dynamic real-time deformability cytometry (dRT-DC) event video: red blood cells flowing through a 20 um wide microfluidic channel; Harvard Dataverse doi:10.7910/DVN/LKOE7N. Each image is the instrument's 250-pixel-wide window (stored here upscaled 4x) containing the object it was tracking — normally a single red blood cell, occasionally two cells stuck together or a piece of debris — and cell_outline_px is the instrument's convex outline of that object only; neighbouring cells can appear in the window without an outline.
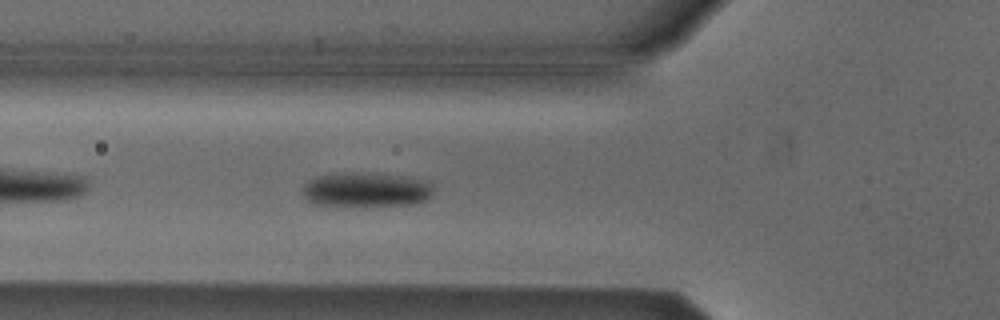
{"species": "Egyptian fruit bat (a non-hibernating species)", "species_latin": "Rousettus aegyptiacus", "temperature_condition": "cold", "stored_images_in_passage": 39, "camera_frame_rate_fps": 3000, "um_per_image_px": 0.085, "animal": {"sex": "male"}, "frame": {"image": 1, "passage_image": 5, "time_ms": 1.333, "image_size_px": [1000, 320], "cell_outline_px": [[432, 196], [428, 200], [412, 204], [312, 204], [304, 196], [304, 184], [308, 180], [332, 172], [376, 172], [432, 180]], "centroid_in_image_um": [31.19, 16.06], "position_along_channel_um": 94.6, "area_um2": 26.36}}
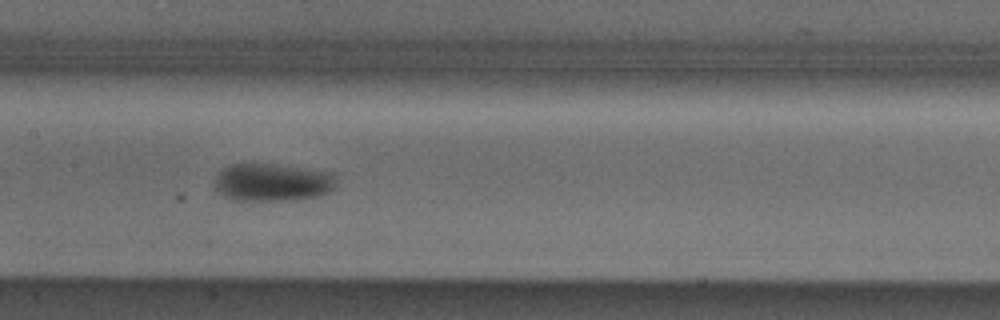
{"frame": {"image": 2, "passage_image": 12, "time_ms": 3.667, "image_size_px": [1000, 320], "cell_outline_px": [[336, 180], [332, 188], [328, 192], [316, 196], [292, 200], [236, 200], [224, 196], [216, 192], [216, 176], [224, 168], [232, 164], [272, 164], [332, 172]], "centroid_in_image_um": [23.14, 15.5], "position_along_channel_um": 184.3, "area_um2": 26.41}}
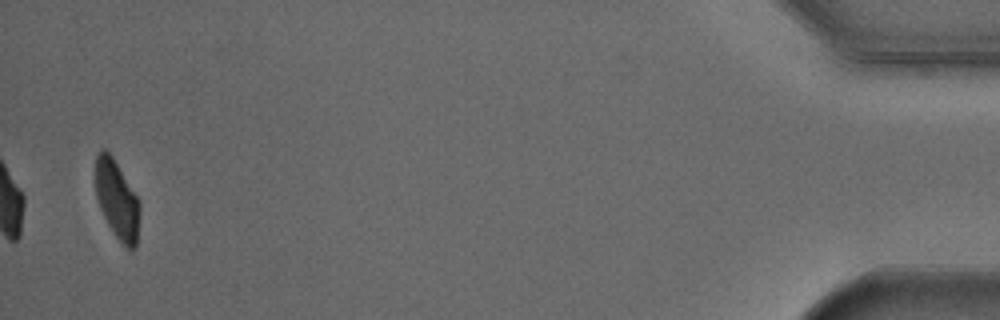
{"frame": {"image": 3, "passage_image": 38, "time_ms": 12.333, "image_size_px": [1000, 320], "cell_outline_px": [[140, 212], [136, 248], [128, 248], [112, 232], [100, 208], [96, 196], [96, 156], [104, 148], [112, 156], [140, 200]], "centroid_in_image_um": [9.97, 16.98], "position_along_channel_um": 425.2, "area_um2": 20.06}, "authors_computed_cell_mechanics": {"area_um2": 25.3164, "velocity_mm_per_s": 3.8412, "shape_relaxation_time_tau1_ms": 2.815, "shape_relaxation_time_tau2_ms": null, "deformation_change_tau1": 0.1105, "deformation_change_tau2": null}}